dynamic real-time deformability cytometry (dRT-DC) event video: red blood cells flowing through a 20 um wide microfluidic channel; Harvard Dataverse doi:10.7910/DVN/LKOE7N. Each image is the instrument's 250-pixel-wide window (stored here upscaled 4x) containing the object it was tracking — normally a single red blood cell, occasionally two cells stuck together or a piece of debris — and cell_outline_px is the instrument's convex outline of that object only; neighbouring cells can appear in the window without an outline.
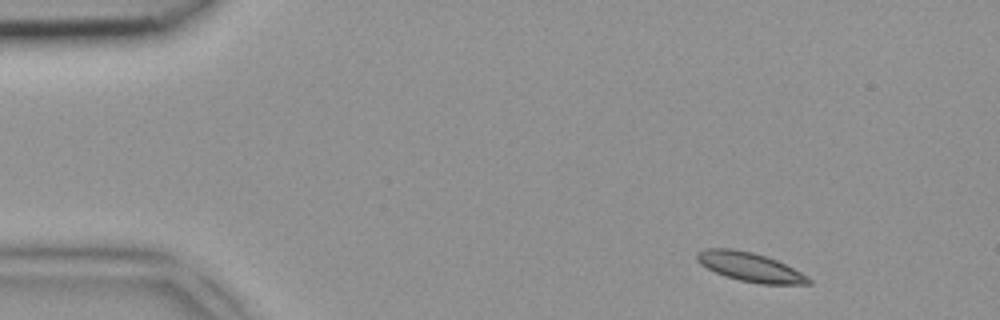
{"species": "common noctule bat (a hibernating species)", "species_latin": "Nyctalus noctula", "temperature_condition": "room temperature", "stored_images_in_passage": 3, "camera_frame_rate_fps": 3000, "um_per_image_px": 0.085, "animal": {"sex": "female", "body_mass_g": 18.4}, "frame": {"image": 1, "passage_image": 1, "time_ms": 0.0, "image_size_px": [1000, 320], "cell_outline_px": [[812, 284], [760, 284], [740, 280], [724, 276], [700, 264], [696, 260], [696, 252], [704, 248], [732, 248], [752, 252], [776, 260], [808, 276], [812, 280]], "centroid_in_image_um": [63.72, 22.69], "position_along_channel_um": 21.3, "area_um2": 18.84}}